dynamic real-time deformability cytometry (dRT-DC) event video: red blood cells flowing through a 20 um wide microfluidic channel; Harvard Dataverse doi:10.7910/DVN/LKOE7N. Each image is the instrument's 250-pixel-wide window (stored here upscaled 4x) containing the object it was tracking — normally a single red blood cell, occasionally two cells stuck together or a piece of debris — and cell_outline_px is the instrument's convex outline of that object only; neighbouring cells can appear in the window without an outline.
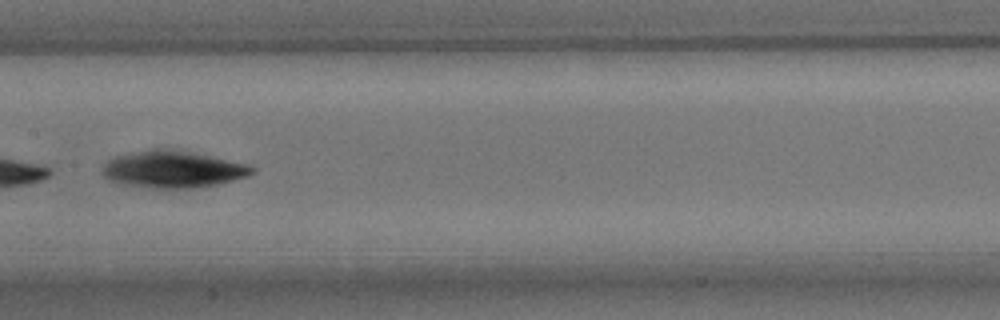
{"species": "common noctule bat (a hibernating species)", "species_latin": "Nyctalus noctula", "temperature_condition": "room temperature", "stored_images_in_passage": 10, "camera_frame_rate_fps": 3000, "um_per_image_px": 0.085, "animal": {"sex": "male", "body_mass_g": 15.6}, "frame": {"image": 1, "passage_image": 8, "time_ms": 8.333, "image_size_px": [1000, 320], "cell_outline_px": [[256, 172], [248, 176], [220, 184], [200, 188], [156, 188], [120, 184], [108, 180], [104, 176], [104, 164], [108, 160], [116, 156], [152, 148], [164, 148], [188, 152], [248, 164], [256, 168]], "centroid_in_image_um": [14.72, 14.41], "position_along_channel_um": 192.7, "area_um2": 32.14}}
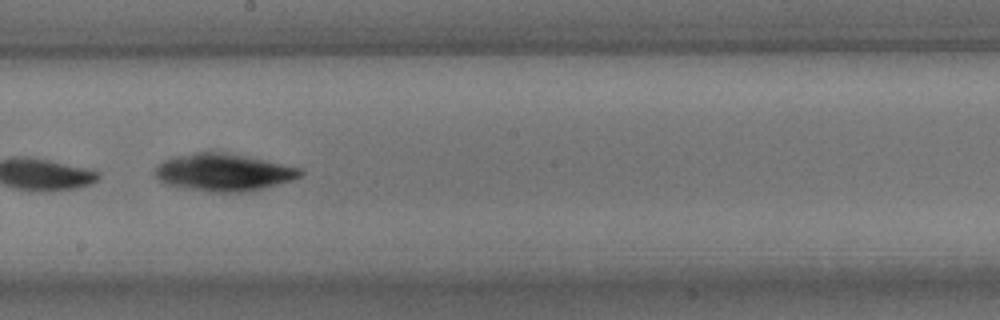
{"frame": {"image": 2, "passage_image": 9, "time_ms": 9.333, "image_size_px": [1000, 320], "cell_outline_px": [[304, 172], [300, 176], [292, 180], [264, 188], [240, 192], [212, 192], [184, 188], [168, 184], [160, 180], [156, 176], [156, 168], [164, 160], [176, 156], [196, 152], [224, 152], [264, 160], [300, 168]], "centroid_in_image_um": [19.01, 14.65], "position_along_channel_um": 229.2, "area_um2": 31.1}}
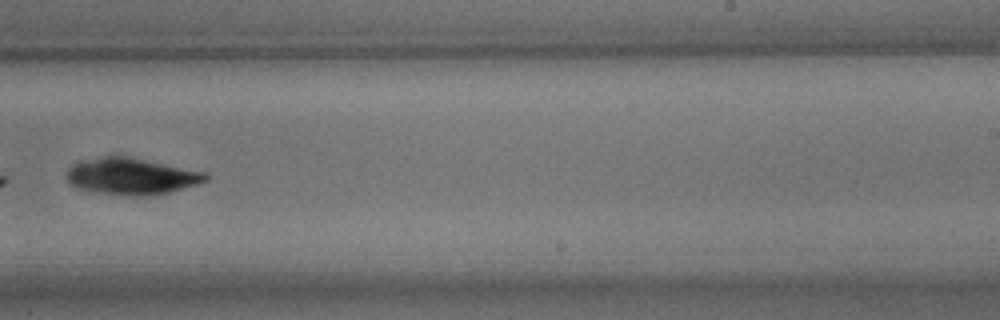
{"frame": {"image": 3, "passage_image": 10, "time_ms": 10.667, "image_size_px": [1000, 320], "cell_outline_px": [[208, 180], [172, 192], [152, 196], [128, 196], [88, 192], [76, 188], [64, 176], [64, 172], [72, 164], [80, 160], [104, 156], [124, 156], [204, 172], [208, 176]], "centroid_in_image_um": [11.07, 15.01], "position_along_channel_um": 277.9, "area_um2": 29.88}}